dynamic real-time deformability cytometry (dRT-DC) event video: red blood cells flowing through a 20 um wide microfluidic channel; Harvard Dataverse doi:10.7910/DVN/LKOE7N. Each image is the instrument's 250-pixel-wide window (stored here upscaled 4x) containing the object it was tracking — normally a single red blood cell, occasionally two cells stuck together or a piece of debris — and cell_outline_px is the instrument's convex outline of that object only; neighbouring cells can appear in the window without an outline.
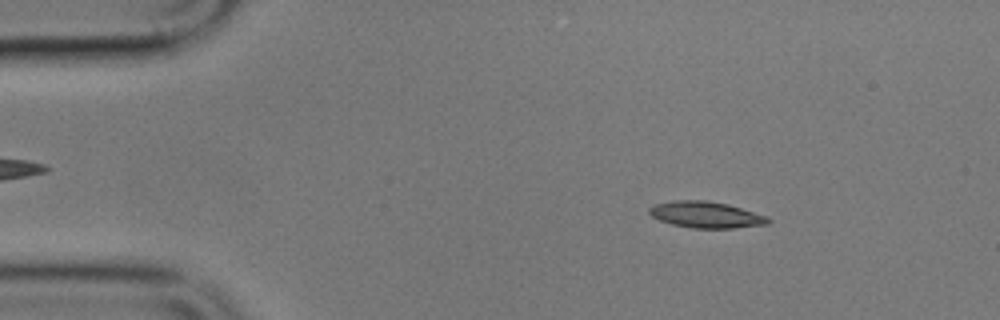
{"species": "common noctule bat (a hibernating species)", "species_latin": "Nyctalus noctula", "temperature_condition": "cold", "stored_images_in_passage": 4, "camera_frame_rate_fps": 3000, "um_per_image_px": 0.085, "animal": {"sex": "male", "body_mass_g": 17.9}, "frame": {"image": 1, "passage_image": 2, "time_ms": 1.0, "image_size_px": [1000, 320], "cell_outline_px": [[772, 220], [768, 224], [732, 228], [692, 228], [672, 224], [660, 220], [652, 216], [648, 212], [648, 208], [656, 204], [672, 200], [704, 200], [728, 204], [768, 216]], "centroid_in_image_um": [60.02, 18.25], "position_along_channel_um": 25.0, "area_um2": 18.26}}